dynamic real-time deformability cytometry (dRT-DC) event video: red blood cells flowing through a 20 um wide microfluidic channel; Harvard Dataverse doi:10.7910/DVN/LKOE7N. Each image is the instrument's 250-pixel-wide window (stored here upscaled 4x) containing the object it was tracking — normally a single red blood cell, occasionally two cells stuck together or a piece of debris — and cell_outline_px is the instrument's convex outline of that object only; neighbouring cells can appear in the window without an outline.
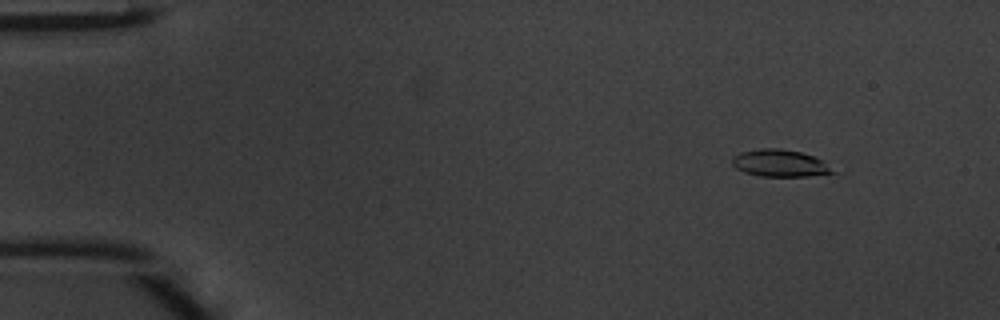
{"species": "common noctule bat (a hibernating species)", "species_latin": "Nyctalus noctula", "temperature_condition": "warm", "stored_images_in_passage": 47, "camera_frame_rate_fps": 3000, "um_per_image_px": 0.085, "animal": {"sex": "male", "body_mass_g": 20.1, "forearm_length_mm": 53.5}, "frame": {"image": 1, "passage_image": 4, "time_ms": 1.0, "image_size_px": [1000, 320], "cell_outline_px": [[840, 172], [808, 176], [760, 176], [744, 172], [736, 168], [732, 164], [732, 156], [740, 152], [760, 148], [780, 148], [800, 152], [824, 160]], "centroid_in_image_um": [66.34, 13.87], "position_along_channel_um": 18.7, "area_um2": 16.13}}
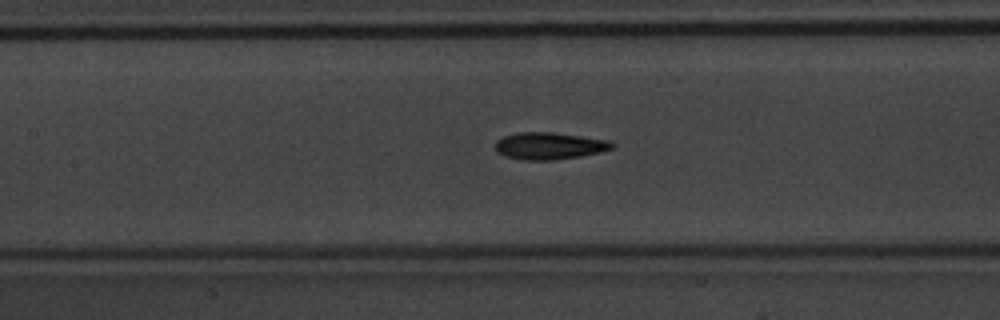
{"frame": {"image": 2, "passage_image": 21, "time_ms": 6.667, "image_size_px": [1000, 320], "cell_outline_px": [[616, 144], [612, 148], [600, 152], [580, 156], [552, 160], [524, 160], [504, 156], [496, 152], [496, 140], [504, 136], [516, 132], [552, 132], [608, 140]], "centroid_in_image_um": [46.66, 12.4], "position_along_channel_um": 160.7, "area_um2": 18.38}}
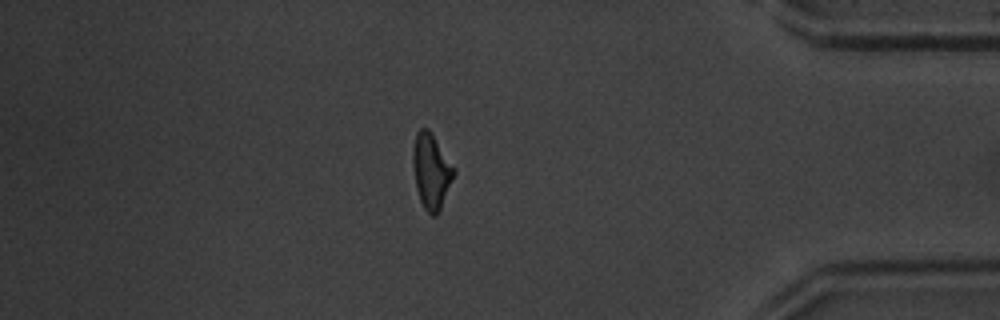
{"frame": {"image": 3, "passage_image": 40, "time_ms": 13.0, "image_size_px": [1000, 320], "cell_outline_px": [[456, 172], [440, 212], [436, 216], [432, 216], [424, 208], [420, 200], [416, 188], [412, 164], [412, 152], [416, 132], [420, 128], [428, 128], [432, 132]], "centroid_in_image_um": [36.65, 14.56], "position_along_channel_um": 398.6, "area_um2": 18.09}, "authors_computed_cell_mechanics": {"area_um2": 17.34, "velocity_mm_per_s": 4.2636, "shape_relaxation_time_tau1_ms": 3.2001, "shape_relaxation_time_tau2_ms": 2.3712, "deformation_change_tau1": 0.1535, "deformation_change_tau2": 0.1176}}